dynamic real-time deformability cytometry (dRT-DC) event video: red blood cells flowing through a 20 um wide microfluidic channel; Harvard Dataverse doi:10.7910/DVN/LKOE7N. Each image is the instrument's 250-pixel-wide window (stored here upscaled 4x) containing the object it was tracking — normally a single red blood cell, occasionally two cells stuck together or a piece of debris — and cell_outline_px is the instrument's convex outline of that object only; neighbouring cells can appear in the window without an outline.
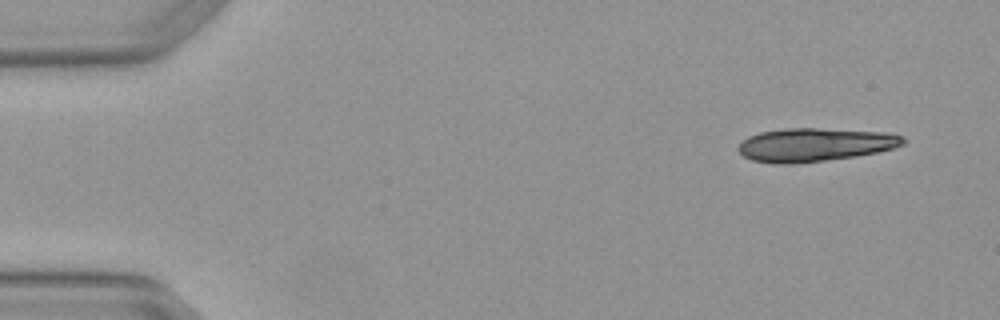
{"species": "Egyptian fruit bat (a non-hibernating species)", "species_latin": "Rousettus aegyptiacus", "temperature_condition": "warm", "stored_images_in_passage": 4, "camera_frame_rate_fps": 3000, "um_per_image_px": 0.085, "animal": {"sex": "female"}, "frame": {"image": 1, "passage_image": 1, "time_ms": 0.0, "image_size_px": [1000, 320], "cell_outline_px": [[908, 140], [904, 144], [892, 148], [876, 152], [856, 156], [824, 160], [788, 164], [772, 164], [752, 160], [744, 156], [736, 148], [748, 136], [760, 132], [788, 128], [816, 128], [884, 132], [900, 136]], "centroid_in_image_um": [69.23, 12.3], "position_along_channel_um": 15.8, "area_um2": 31.85}}
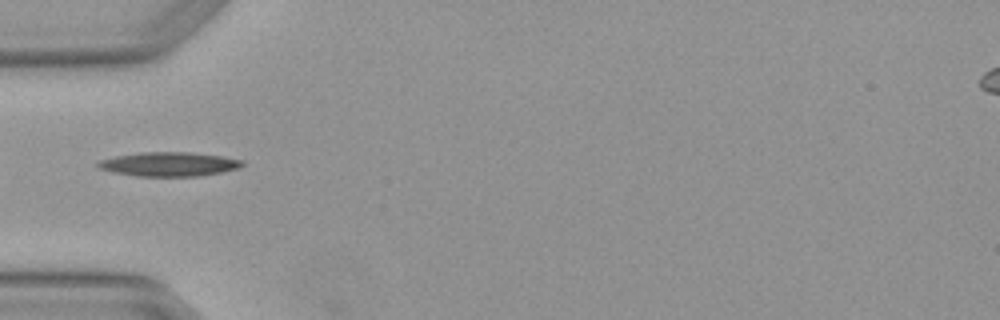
{"frame": {"image": 2, "passage_image": 4, "time_ms": 1.0, "image_size_px": [1000, 320], "cell_outline_px": [[244, 164], [240, 168], [200, 176], [136, 176], [112, 172], [100, 168], [96, 164], [100, 160], [116, 156], [140, 152], [188, 152], [224, 156], [244, 160]], "centroid_in_image_um": [14.4, 13.95], "position_along_channel_um": 70.6, "area_um2": 20.35}}